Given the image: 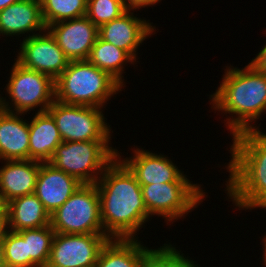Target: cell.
I'll list each match as a JSON object with an SVG mask.
<instances>
[{"label": "cell", "mask_w": 266, "mask_h": 267, "mask_svg": "<svg viewBox=\"0 0 266 267\" xmlns=\"http://www.w3.org/2000/svg\"><path fill=\"white\" fill-rule=\"evenodd\" d=\"M95 184L104 233L110 239H137L149 217L134 174L116 157Z\"/></svg>", "instance_id": "6da1fadb"}, {"label": "cell", "mask_w": 266, "mask_h": 267, "mask_svg": "<svg viewBox=\"0 0 266 267\" xmlns=\"http://www.w3.org/2000/svg\"><path fill=\"white\" fill-rule=\"evenodd\" d=\"M225 67L220 86L209 96L212 111L229 114L224 122L232 137L259 129L260 124L254 126L252 122L266 112V73L258 71L250 62L241 69Z\"/></svg>", "instance_id": "7a4b0ae2"}, {"label": "cell", "mask_w": 266, "mask_h": 267, "mask_svg": "<svg viewBox=\"0 0 266 267\" xmlns=\"http://www.w3.org/2000/svg\"><path fill=\"white\" fill-rule=\"evenodd\" d=\"M123 86L88 60L69 61L55 80V100L68 105L102 108Z\"/></svg>", "instance_id": "3957f363"}, {"label": "cell", "mask_w": 266, "mask_h": 267, "mask_svg": "<svg viewBox=\"0 0 266 267\" xmlns=\"http://www.w3.org/2000/svg\"><path fill=\"white\" fill-rule=\"evenodd\" d=\"M110 142H62L55 149L49 163L82 184H95L106 167L117 157L118 150L111 147Z\"/></svg>", "instance_id": "277c9868"}, {"label": "cell", "mask_w": 266, "mask_h": 267, "mask_svg": "<svg viewBox=\"0 0 266 267\" xmlns=\"http://www.w3.org/2000/svg\"><path fill=\"white\" fill-rule=\"evenodd\" d=\"M14 62L5 86L9 100L0 95V109L27 114L39 107L37 113L46 112L55 101V80L22 66L16 60Z\"/></svg>", "instance_id": "5b68a950"}, {"label": "cell", "mask_w": 266, "mask_h": 267, "mask_svg": "<svg viewBox=\"0 0 266 267\" xmlns=\"http://www.w3.org/2000/svg\"><path fill=\"white\" fill-rule=\"evenodd\" d=\"M200 185L190 181L183 173L175 182L141 186L149 219L155 214L163 216L168 225L181 217L184 219L208 196Z\"/></svg>", "instance_id": "8992f818"}, {"label": "cell", "mask_w": 266, "mask_h": 267, "mask_svg": "<svg viewBox=\"0 0 266 267\" xmlns=\"http://www.w3.org/2000/svg\"><path fill=\"white\" fill-rule=\"evenodd\" d=\"M50 225L61 234H105L96 184H82L50 216Z\"/></svg>", "instance_id": "52a82bcc"}, {"label": "cell", "mask_w": 266, "mask_h": 267, "mask_svg": "<svg viewBox=\"0 0 266 267\" xmlns=\"http://www.w3.org/2000/svg\"><path fill=\"white\" fill-rule=\"evenodd\" d=\"M47 112L53 117L63 142L112 140L111 125L106 123L102 108L55 100Z\"/></svg>", "instance_id": "ba28073f"}, {"label": "cell", "mask_w": 266, "mask_h": 267, "mask_svg": "<svg viewBox=\"0 0 266 267\" xmlns=\"http://www.w3.org/2000/svg\"><path fill=\"white\" fill-rule=\"evenodd\" d=\"M109 240L106 234L55 233L46 267H94Z\"/></svg>", "instance_id": "9c48e42d"}, {"label": "cell", "mask_w": 266, "mask_h": 267, "mask_svg": "<svg viewBox=\"0 0 266 267\" xmlns=\"http://www.w3.org/2000/svg\"><path fill=\"white\" fill-rule=\"evenodd\" d=\"M15 60L22 66L50 76L56 80L67 68L69 60L46 29L44 32L23 38Z\"/></svg>", "instance_id": "30bf717a"}, {"label": "cell", "mask_w": 266, "mask_h": 267, "mask_svg": "<svg viewBox=\"0 0 266 267\" xmlns=\"http://www.w3.org/2000/svg\"><path fill=\"white\" fill-rule=\"evenodd\" d=\"M46 29L69 61L87 60L98 37V27L87 16L56 22Z\"/></svg>", "instance_id": "8fae6325"}, {"label": "cell", "mask_w": 266, "mask_h": 267, "mask_svg": "<svg viewBox=\"0 0 266 267\" xmlns=\"http://www.w3.org/2000/svg\"><path fill=\"white\" fill-rule=\"evenodd\" d=\"M149 21L134 16V11H126L119 18L102 24L98 28V36L125 50L136 61L140 44L156 33L155 26Z\"/></svg>", "instance_id": "7c38bea8"}, {"label": "cell", "mask_w": 266, "mask_h": 267, "mask_svg": "<svg viewBox=\"0 0 266 267\" xmlns=\"http://www.w3.org/2000/svg\"><path fill=\"white\" fill-rule=\"evenodd\" d=\"M132 151L133 156L123 160L121 152L117 151V157L134 174L141 186L175 182L184 173L164 154L158 155L143 148L135 149V145Z\"/></svg>", "instance_id": "4fadbf2b"}, {"label": "cell", "mask_w": 266, "mask_h": 267, "mask_svg": "<svg viewBox=\"0 0 266 267\" xmlns=\"http://www.w3.org/2000/svg\"><path fill=\"white\" fill-rule=\"evenodd\" d=\"M81 186L82 183L76 178L49 162H41L34 194L51 216Z\"/></svg>", "instance_id": "5bb4252c"}, {"label": "cell", "mask_w": 266, "mask_h": 267, "mask_svg": "<svg viewBox=\"0 0 266 267\" xmlns=\"http://www.w3.org/2000/svg\"><path fill=\"white\" fill-rule=\"evenodd\" d=\"M261 129L241 132L232 137L231 160L227 171H266V133Z\"/></svg>", "instance_id": "9a60e30c"}, {"label": "cell", "mask_w": 266, "mask_h": 267, "mask_svg": "<svg viewBox=\"0 0 266 267\" xmlns=\"http://www.w3.org/2000/svg\"><path fill=\"white\" fill-rule=\"evenodd\" d=\"M227 172L225 191L238 210L266 209V171Z\"/></svg>", "instance_id": "2e32d148"}, {"label": "cell", "mask_w": 266, "mask_h": 267, "mask_svg": "<svg viewBox=\"0 0 266 267\" xmlns=\"http://www.w3.org/2000/svg\"><path fill=\"white\" fill-rule=\"evenodd\" d=\"M45 30L40 0H20L0 10V36L22 37L26 33L24 38H29Z\"/></svg>", "instance_id": "e0dca14e"}, {"label": "cell", "mask_w": 266, "mask_h": 267, "mask_svg": "<svg viewBox=\"0 0 266 267\" xmlns=\"http://www.w3.org/2000/svg\"><path fill=\"white\" fill-rule=\"evenodd\" d=\"M3 163L0 167V193L7 202L35 192L40 161L4 160Z\"/></svg>", "instance_id": "ac0fdd59"}, {"label": "cell", "mask_w": 266, "mask_h": 267, "mask_svg": "<svg viewBox=\"0 0 266 267\" xmlns=\"http://www.w3.org/2000/svg\"><path fill=\"white\" fill-rule=\"evenodd\" d=\"M0 109V161L29 160V122Z\"/></svg>", "instance_id": "d6986e66"}, {"label": "cell", "mask_w": 266, "mask_h": 267, "mask_svg": "<svg viewBox=\"0 0 266 267\" xmlns=\"http://www.w3.org/2000/svg\"><path fill=\"white\" fill-rule=\"evenodd\" d=\"M137 239H110L94 267H146L154 249Z\"/></svg>", "instance_id": "ffe728a7"}, {"label": "cell", "mask_w": 266, "mask_h": 267, "mask_svg": "<svg viewBox=\"0 0 266 267\" xmlns=\"http://www.w3.org/2000/svg\"><path fill=\"white\" fill-rule=\"evenodd\" d=\"M29 122V160L49 162L55 149L63 142L56 123L47 111H35Z\"/></svg>", "instance_id": "44dd1931"}, {"label": "cell", "mask_w": 266, "mask_h": 267, "mask_svg": "<svg viewBox=\"0 0 266 267\" xmlns=\"http://www.w3.org/2000/svg\"><path fill=\"white\" fill-rule=\"evenodd\" d=\"M48 225L50 215L34 193L16 197L8 202L6 229L18 232Z\"/></svg>", "instance_id": "7402d4cb"}, {"label": "cell", "mask_w": 266, "mask_h": 267, "mask_svg": "<svg viewBox=\"0 0 266 267\" xmlns=\"http://www.w3.org/2000/svg\"><path fill=\"white\" fill-rule=\"evenodd\" d=\"M87 60L97 68L106 71L123 87H126L123 76V73H126L124 71V67L127 63L134 65L135 62H138L135 61L125 50L102 40L99 36L91 48V52Z\"/></svg>", "instance_id": "603a6c76"}, {"label": "cell", "mask_w": 266, "mask_h": 267, "mask_svg": "<svg viewBox=\"0 0 266 267\" xmlns=\"http://www.w3.org/2000/svg\"><path fill=\"white\" fill-rule=\"evenodd\" d=\"M18 233L27 241V256H30V267H46L55 235L51 225L37 229H24Z\"/></svg>", "instance_id": "cb8c5ba5"}, {"label": "cell", "mask_w": 266, "mask_h": 267, "mask_svg": "<svg viewBox=\"0 0 266 267\" xmlns=\"http://www.w3.org/2000/svg\"><path fill=\"white\" fill-rule=\"evenodd\" d=\"M46 28L56 22L86 16L87 0H40Z\"/></svg>", "instance_id": "d4e9b609"}, {"label": "cell", "mask_w": 266, "mask_h": 267, "mask_svg": "<svg viewBox=\"0 0 266 267\" xmlns=\"http://www.w3.org/2000/svg\"><path fill=\"white\" fill-rule=\"evenodd\" d=\"M3 244L6 267H30L27 241L18 232L3 228Z\"/></svg>", "instance_id": "484cf974"}, {"label": "cell", "mask_w": 266, "mask_h": 267, "mask_svg": "<svg viewBox=\"0 0 266 267\" xmlns=\"http://www.w3.org/2000/svg\"><path fill=\"white\" fill-rule=\"evenodd\" d=\"M181 253L175 245L164 243L160 248L153 250L146 267H200L195 264L196 261Z\"/></svg>", "instance_id": "4316f807"}, {"label": "cell", "mask_w": 266, "mask_h": 267, "mask_svg": "<svg viewBox=\"0 0 266 267\" xmlns=\"http://www.w3.org/2000/svg\"><path fill=\"white\" fill-rule=\"evenodd\" d=\"M126 11L122 0H87L86 16L98 28L104 23L119 18Z\"/></svg>", "instance_id": "83f0119b"}, {"label": "cell", "mask_w": 266, "mask_h": 267, "mask_svg": "<svg viewBox=\"0 0 266 267\" xmlns=\"http://www.w3.org/2000/svg\"><path fill=\"white\" fill-rule=\"evenodd\" d=\"M160 1L162 0H122V3L127 11H136L143 7L156 5Z\"/></svg>", "instance_id": "f1b7e54d"}, {"label": "cell", "mask_w": 266, "mask_h": 267, "mask_svg": "<svg viewBox=\"0 0 266 267\" xmlns=\"http://www.w3.org/2000/svg\"><path fill=\"white\" fill-rule=\"evenodd\" d=\"M258 71L266 73V44L250 62Z\"/></svg>", "instance_id": "f546056e"}, {"label": "cell", "mask_w": 266, "mask_h": 267, "mask_svg": "<svg viewBox=\"0 0 266 267\" xmlns=\"http://www.w3.org/2000/svg\"><path fill=\"white\" fill-rule=\"evenodd\" d=\"M7 209L8 202L5 200L4 196L0 193V228L3 229L7 222Z\"/></svg>", "instance_id": "4dcf8cb0"}, {"label": "cell", "mask_w": 266, "mask_h": 267, "mask_svg": "<svg viewBox=\"0 0 266 267\" xmlns=\"http://www.w3.org/2000/svg\"><path fill=\"white\" fill-rule=\"evenodd\" d=\"M0 267H6L4 261L3 229L0 232Z\"/></svg>", "instance_id": "1f68e13d"}, {"label": "cell", "mask_w": 266, "mask_h": 267, "mask_svg": "<svg viewBox=\"0 0 266 267\" xmlns=\"http://www.w3.org/2000/svg\"><path fill=\"white\" fill-rule=\"evenodd\" d=\"M20 0H0V10L6 8L7 6L16 3Z\"/></svg>", "instance_id": "d6a6232c"}, {"label": "cell", "mask_w": 266, "mask_h": 267, "mask_svg": "<svg viewBox=\"0 0 266 267\" xmlns=\"http://www.w3.org/2000/svg\"><path fill=\"white\" fill-rule=\"evenodd\" d=\"M263 237V239H262V245H263V252H264V254H263V261H264V264L263 265H265L266 266V234H265V236H262Z\"/></svg>", "instance_id": "836d02e7"}]
</instances>
